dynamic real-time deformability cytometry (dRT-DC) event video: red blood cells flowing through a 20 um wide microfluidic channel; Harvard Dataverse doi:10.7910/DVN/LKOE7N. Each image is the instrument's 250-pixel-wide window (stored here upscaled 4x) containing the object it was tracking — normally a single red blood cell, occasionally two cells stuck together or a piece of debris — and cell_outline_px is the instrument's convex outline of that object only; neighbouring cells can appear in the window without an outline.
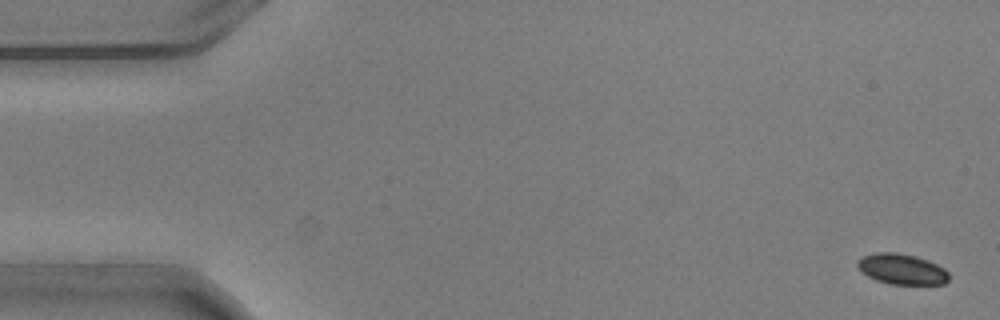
{"species": "common noctule bat (a hibernating species)", "species_latin": "Nyctalus noctula", "temperature_condition": "warm", "stored_images_in_passage": 14, "camera_frame_rate_fps": 3000, "um_per_image_px": 0.085, "animal": {"sex": "male", "body_mass_g": 20.5, "forearm_length_mm": 52.5}, "frame": {"image": 1, "passage_image": 1, "time_ms": 0.0, "image_size_px": [1000, 320], "cell_outline_px": [[948, 280], [944, 284], [892, 284], [876, 280], [868, 276], [856, 264], [856, 260], [864, 256], [876, 252], [896, 252], [916, 256], [928, 260], [944, 268], [948, 272]], "centroid_in_image_um": [76.66, 22.86], "position_along_channel_um": 8.3, "area_um2": 16.18}}
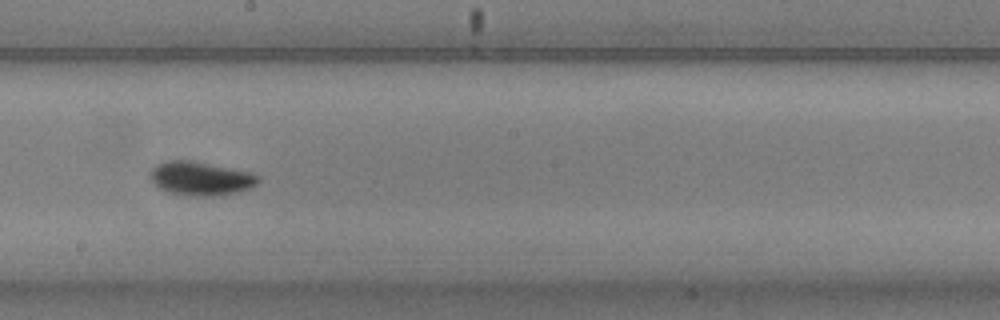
{"frame": {"image": 2, "passage_image": 8, "time_ms": 2.333, "image_size_px": [1000, 320], "cell_outline_px": [[260, 180], [256, 184], [248, 188], [236, 192], [220, 196], [196, 196], [168, 192], [160, 188], [152, 180], [152, 168], [164, 160], [192, 160], [252, 172], [260, 176]], "centroid_in_image_um": [17.1, 15.16], "position_along_channel_um": 231.1, "area_um2": 21.15}}
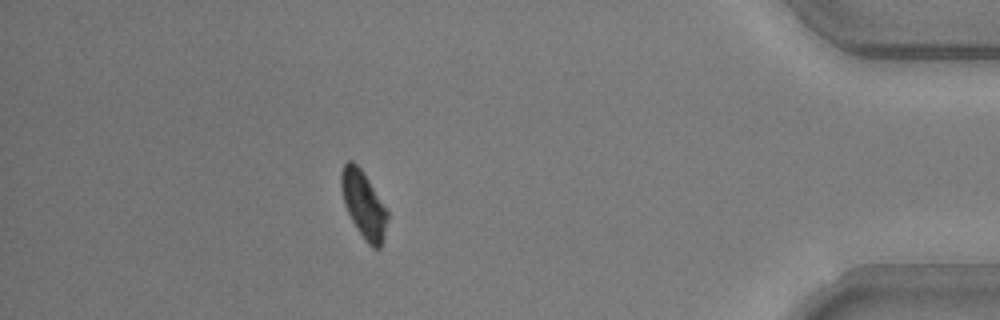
{"frame": {"image": 3, "passage_image": 13, "time_ms": 4.0, "image_size_px": [1000, 320], "cell_outline_px": [[388, 220], [384, 236], [380, 248], [372, 248], [364, 240], [356, 228], [344, 204], [340, 188], [340, 172], [344, 164], [348, 160], [352, 160], [360, 168], [368, 180], [388, 212]], "centroid_in_image_um": [30.88, 17.4], "position_along_channel_um": 404.3, "area_um2": 17.92}}